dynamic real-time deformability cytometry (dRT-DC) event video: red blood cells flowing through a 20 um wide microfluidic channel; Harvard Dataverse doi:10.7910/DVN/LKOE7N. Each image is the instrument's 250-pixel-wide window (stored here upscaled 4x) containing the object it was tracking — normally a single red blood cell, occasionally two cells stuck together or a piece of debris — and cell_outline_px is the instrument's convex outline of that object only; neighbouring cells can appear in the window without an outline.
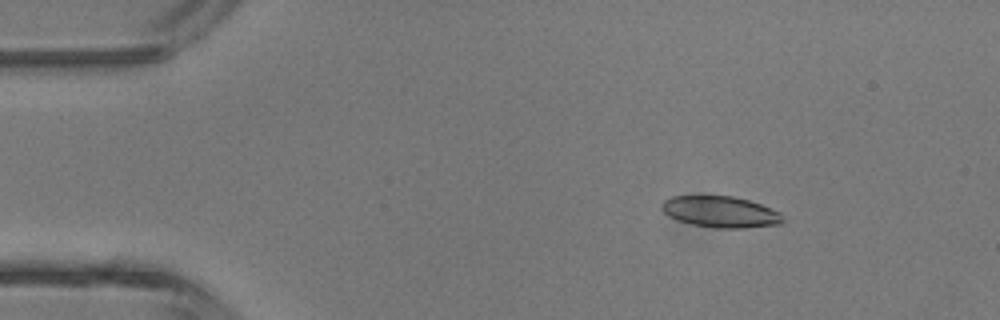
{"species": "common noctule bat (a hibernating species)", "species_latin": "Nyctalus noctula", "temperature_condition": "room temperature", "stored_images_in_passage": 3, "camera_frame_rate_fps": 3000, "um_per_image_px": 0.085, "animal": {"sex": "male", "body_mass_g": 13.3}, "frame": {"image": 1, "passage_image": 1, "time_ms": 0.0, "image_size_px": [1000, 320], "cell_outline_px": [[784, 220], [780, 224], [744, 228], [716, 228], [692, 224], [668, 216], [660, 208], [660, 204], [664, 200], [672, 196], [732, 196], [748, 200], [760, 204], [780, 212]], "centroid_in_image_um": [61.23, 18.0], "position_along_channel_um": 23.8, "area_um2": 21.96}}